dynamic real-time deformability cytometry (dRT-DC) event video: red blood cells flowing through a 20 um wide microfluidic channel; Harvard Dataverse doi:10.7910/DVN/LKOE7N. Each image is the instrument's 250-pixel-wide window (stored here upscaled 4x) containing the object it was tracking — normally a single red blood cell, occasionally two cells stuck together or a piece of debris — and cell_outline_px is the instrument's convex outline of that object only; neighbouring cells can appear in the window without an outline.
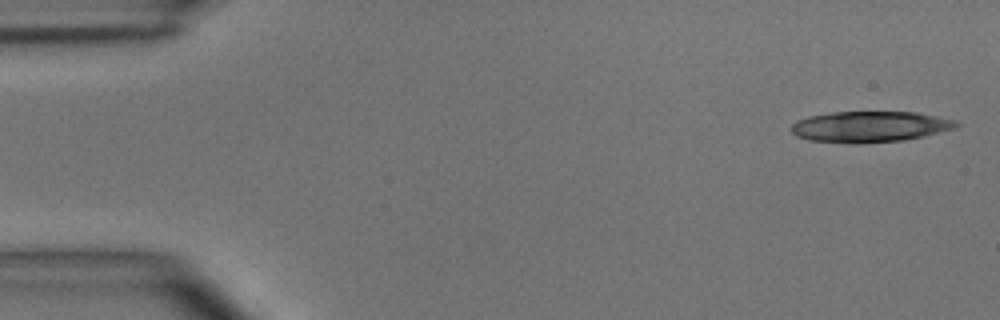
{"species": "common noctule bat (a hibernating species)", "species_latin": "Nyctalus noctula", "temperature_condition": "room temperature", "stored_images_in_passage": 12, "camera_frame_rate_fps": 3000, "um_per_image_px": 0.085, "animal": {"sex": "male", "body_mass_g": 15.6}, "frame": {"image": 1, "passage_image": 1, "time_ms": 0.0, "image_size_px": [1000, 320], "cell_outline_px": [[960, 124], [956, 128], [924, 136], [904, 140], [860, 144], [856, 144], [808, 140], [796, 136], [792, 132], [792, 124], [796, 120], [808, 116], [832, 112], [916, 112], [956, 120]], "centroid_in_image_um": [73.93, 10.77], "position_along_channel_um": 11.1, "area_um2": 29.94}}